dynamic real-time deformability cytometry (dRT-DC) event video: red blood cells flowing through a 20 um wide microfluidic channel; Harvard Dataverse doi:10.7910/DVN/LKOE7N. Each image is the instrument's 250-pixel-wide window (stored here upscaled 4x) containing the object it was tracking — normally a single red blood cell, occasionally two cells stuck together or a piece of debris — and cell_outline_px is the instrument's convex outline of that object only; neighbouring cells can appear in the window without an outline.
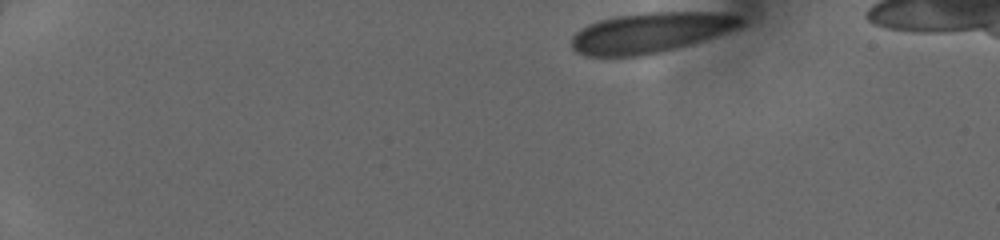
{"species": "human", "species_latin": "Homo sapiens", "temperature_condition": "cold", "stored_images_in_passage": 42, "camera_frame_rate_fps": 3000, "um_per_image_px": 0.085, "donor": {"sex": "female"}, "frame": {"image": 1, "passage_image": 1, "time_ms": 0.0, "image_size_px": [1000, 240], "cell_outline_px": [[744, 24], [740, 28], [676, 48], [640, 56], [588, 56], [576, 52], [572, 48], [572, 36], [580, 28], [588, 24], [600, 20], [616, 16], [644, 12], [720, 12], [740, 16], [744, 20]], "centroid_in_image_um": [55.3, 2.76], "position_along_channel_um": 29.7, "area_um2": 39.71}}
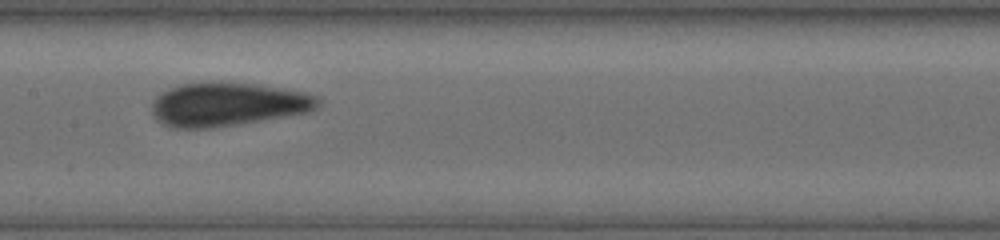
{"frame": {"image": 2, "passage_image": 20, "time_ms": 6.333, "image_size_px": [1000, 240], "cell_outline_px": [[320, 104], [316, 108], [308, 112], [240, 124], [212, 128], [172, 128], [156, 120], [152, 116], [152, 104], [156, 96], [160, 92], [180, 84], [220, 80], [256, 84], [284, 88], [308, 92], [320, 96]], "centroid_in_image_um": [19.36, 8.85], "position_along_channel_um": 188.0, "area_um2": 43.12}}
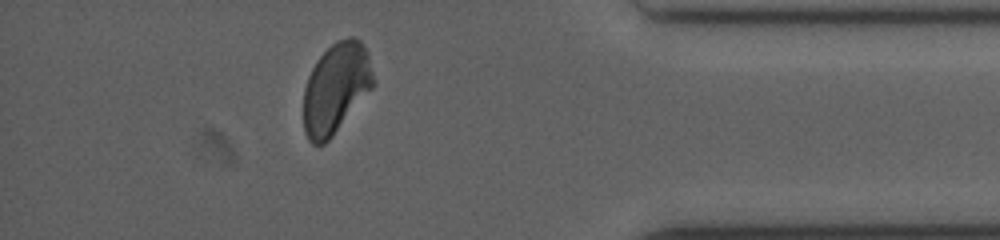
{"frame": {"image": 3, "passage_image": 37, "time_ms": 12.0, "image_size_px": [1000, 240], "cell_outline_px": [[376, 80], [372, 88], [332, 136], [324, 144], [312, 144], [308, 140], [304, 132], [304, 88], [308, 76], [316, 60], [336, 40], [348, 36], [352, 36], [360, 40], [364, 44], [368, 52]], "centroid_in_image_um": [28.57, 7.46], "position_along_channel_um": 406.6, "area_um2": 36.93}}